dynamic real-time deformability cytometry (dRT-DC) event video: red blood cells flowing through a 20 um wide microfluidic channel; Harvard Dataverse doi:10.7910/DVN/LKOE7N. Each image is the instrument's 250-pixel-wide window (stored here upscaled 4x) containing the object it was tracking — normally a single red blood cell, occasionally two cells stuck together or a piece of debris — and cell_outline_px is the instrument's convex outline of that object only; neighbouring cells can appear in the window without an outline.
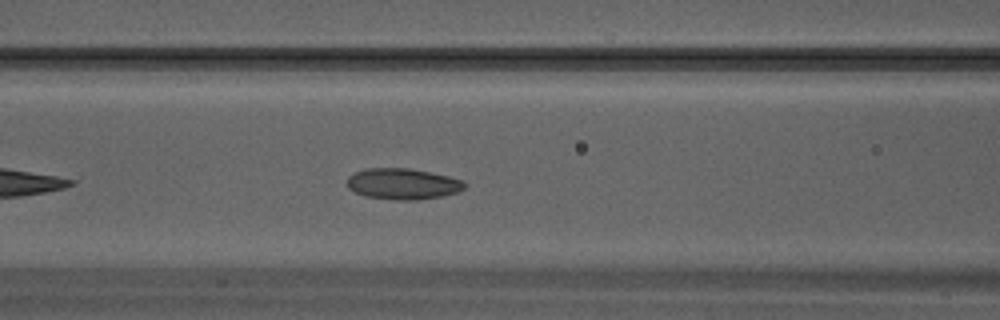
{"species": "Egyptian fruit bat (a non-hibernating species)", "species_latin": "Rousettus aegyptiacus", "temperature_condition": "warm", "stored_images_in_passage": 23, "camera_frame_rate_fps": 3000, "um_per_image_px": 0.085, "animal": {"sex": "male"}, "frame": {"image": 1, "passage_image": 7, "time_ms": 2.0, "image_size_px": [1000, 320], "cell_outline_px": [[468, 184], [464, 188], [456, 192], [440, 196], [416, 200], [396, 200], [364, 196], [348, 188], [348, 176], [356, 172], [368, 168], [408, 168], [448, 176], [464, 180]], "centroid_in_image_um": [34.24, 15.63], "position_along_channel_um": 132.4, "area_um2": 21.1}}
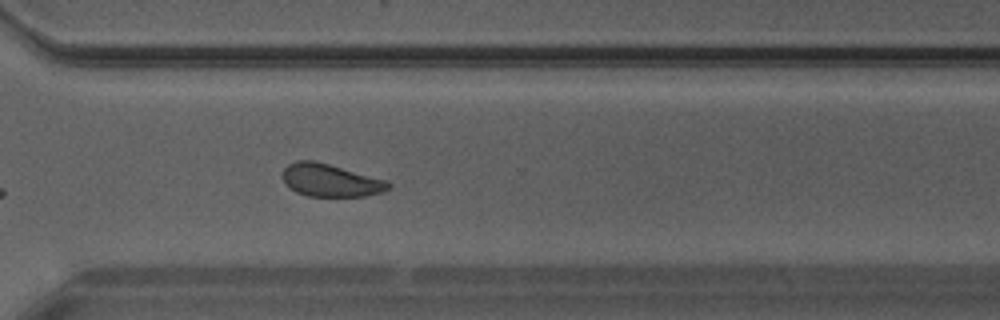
{"frame": {"image": 2, "passage_image": 17, "time_ms": 5.333, "image_size_px": [1000, 320], "cell_outline_px": [[392, 188], [384, 192], [364, 196], [308, 196], [296, 192], [284, 184], [284, 168], [288, 164], [296, 160], [312, 160], [328, 164], [384, 180], [392, 184]], "centroid_in_image_um": [28.08, 15.34], "position_along_channel_um": 342.5, "area_um2": 19.94}}